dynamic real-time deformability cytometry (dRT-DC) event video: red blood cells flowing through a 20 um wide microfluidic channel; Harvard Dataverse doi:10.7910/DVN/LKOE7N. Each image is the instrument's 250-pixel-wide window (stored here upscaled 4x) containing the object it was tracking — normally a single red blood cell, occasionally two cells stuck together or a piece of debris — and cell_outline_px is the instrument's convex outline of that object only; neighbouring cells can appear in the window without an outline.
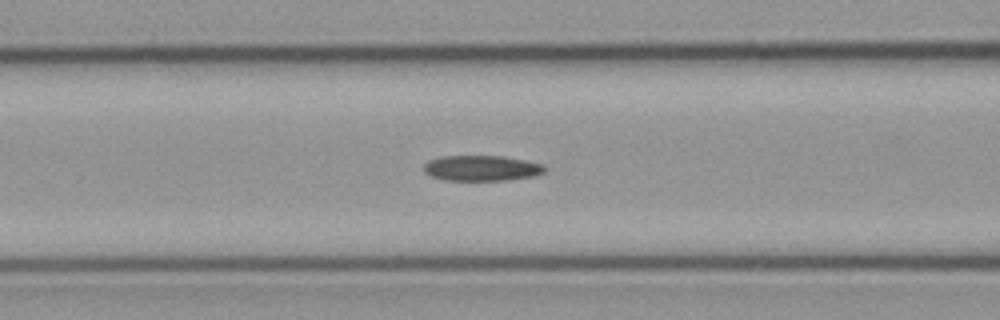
{"species": "common noctule bat (a hibernating species)", "species_latin": "Nyctalus noctula", "temperature_condition": "cold", "stored_images_in_passage": 13, "camera_frame_rate_fps": 3000, "um_per_image_px": 0.085, "animal": {"sex": "male", "body_mass_g": 23.1, "forearm_length_mm": 52.7}, "frame": {"image": 1, "passage_image": 11, "time_ms": 3.333, "image_size_px": [1000, 320], "cell_outline_px": [[548, 168], [544, 172], [532, 176], [508, 180], [448, 180], [432, 176], [424, 172], [424, 164], [428, 160], [440, 156], [504, 156], [544, 164]], "centroid_in_image_um": [40.95, 14.28], "position_along_channel_um": 125.6, "area_um2": 17.98}}